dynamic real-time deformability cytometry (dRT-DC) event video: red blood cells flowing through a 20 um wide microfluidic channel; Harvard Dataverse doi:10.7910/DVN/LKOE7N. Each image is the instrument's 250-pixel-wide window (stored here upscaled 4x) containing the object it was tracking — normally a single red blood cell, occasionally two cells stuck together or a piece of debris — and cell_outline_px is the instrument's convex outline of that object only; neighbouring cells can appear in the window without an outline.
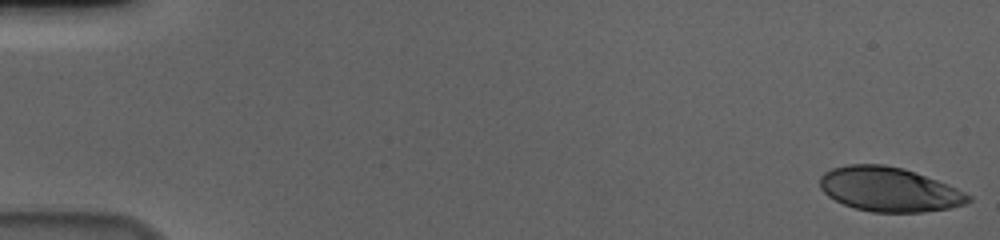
{"species": "human", "species_latin": "Homo sapiens", "temperature_condition": "cold", "stored_images_in_passage": 57, "camera_frame_rate_fps": 3000, "um_per_image_px": 0.085, "donor": {"sex": "male"}, "frame": {"image": 1, "passage_image": 1, "time_ms": 0.0, "image_size_px": [1000, 240], "cell_outline_px": [[972, 200], [964, 204], [948, 208], [924, 212], [872, 212], [856, 208], [844, 204], [828, 196], [820, 188], [820, 176], [824, 172], [832, 168], [848, 164], [884, 164], [904, 168], [936, 180], [956, 188], [972, 196]], "centroid_in_image_um": [75.56, 16.09], "position_along_channel_um": 9.4, "area_um2": 38.21}}
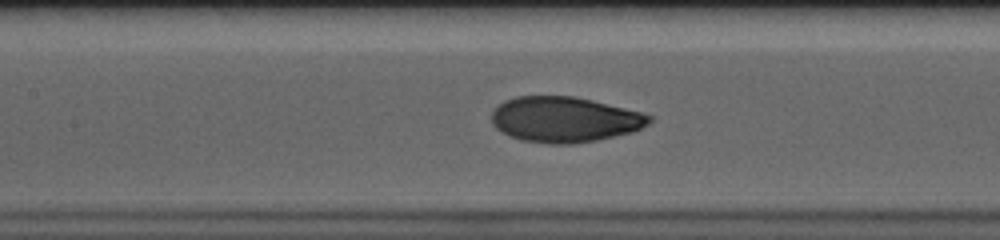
{"frame": {"image": 2, "passage_image": 27, "time_ms": 8.667, "image_size_px": [1000, 240], "cell_outline_px": [[652, 120], [648, 124], [632, 132], [596, 140], [572, 144], [548, 144], [524, 140], [508, 136], [496, 128], [492, 124], [492, 112], [504, 100], [516, 96], [572, 96], [592, 100], [640, 112], [652, 116]], "centroid_in_image_um": [47.96, 10.16], "position_along_channel_um": 159.4, "area_um2": 41.62}}
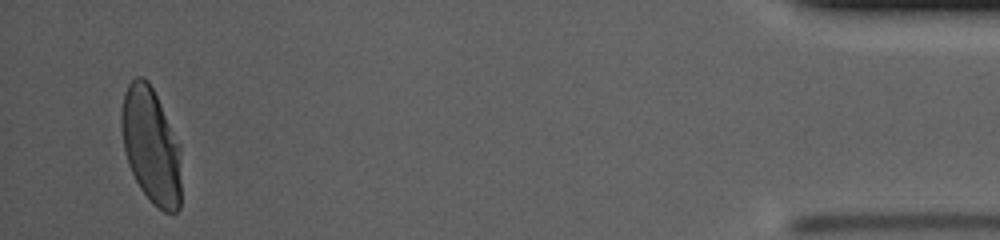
{"frame": {"image": 3, "passage_image": 55, "time_ms": 18.0, "image_size_px": [1000, 240], "cell_outline_px": [[180, 208], [176, 212], [164, 212], [152, 204], [140, 188], [128, 164], [124, 152], [120, 124], [120, 112], [124, 92], [128, 84], [136, 76], [144, 76], [148, 80], [180, 144]], "centroid_in_image_um": [12.82, 12.38], "position_along_channel_um": 422.4, "area_um2": 40.63}, "authors_computed_cell_mechanics": {"area_um2": 41.038, "velocity_mm_per_s": 3.6276, "shape_relaxation_time_tau1_ms": 4.1721, "shape_relaxation_time_tau2_ms": null, "deformation_change_tau1": 0.1829, "deformation_change_tau2": null}}